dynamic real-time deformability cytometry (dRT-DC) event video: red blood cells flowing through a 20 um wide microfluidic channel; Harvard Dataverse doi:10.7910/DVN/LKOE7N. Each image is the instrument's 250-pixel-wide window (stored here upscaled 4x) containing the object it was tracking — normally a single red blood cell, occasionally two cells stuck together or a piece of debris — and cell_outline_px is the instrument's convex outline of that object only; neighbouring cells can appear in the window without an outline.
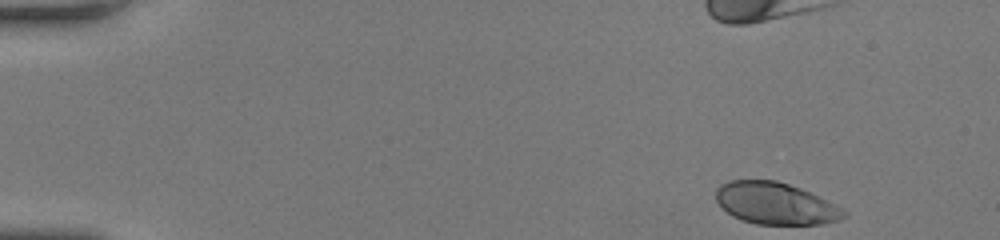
{"species": "human", "species_latin": "Homo sapiens", "temperature_condition": "room temperature", "stored_images_in_passage": 38, "camera_frame_rate_fps": 3000, "um_per_image_px": 0.085, "donor": {"sex": "female"}, "frame": {"image": 1, "passage_image": 1, "time_ms": 0.0, "image_size_px": [1000, 240], "cell_outline_px": [[848, 216], [836, 220], [820, 224], [756, 224], [740, 220], [732, 216], [716, 200], [716, 188], [720, 184], [728, 180], [776, 180], [800, 188], [836, 204], [844, 208], [848, 212]], "centroid_in_image_um": [65.92, 17.29], "position_along_channel_um": 19.1, "area_um2": 31.27}}